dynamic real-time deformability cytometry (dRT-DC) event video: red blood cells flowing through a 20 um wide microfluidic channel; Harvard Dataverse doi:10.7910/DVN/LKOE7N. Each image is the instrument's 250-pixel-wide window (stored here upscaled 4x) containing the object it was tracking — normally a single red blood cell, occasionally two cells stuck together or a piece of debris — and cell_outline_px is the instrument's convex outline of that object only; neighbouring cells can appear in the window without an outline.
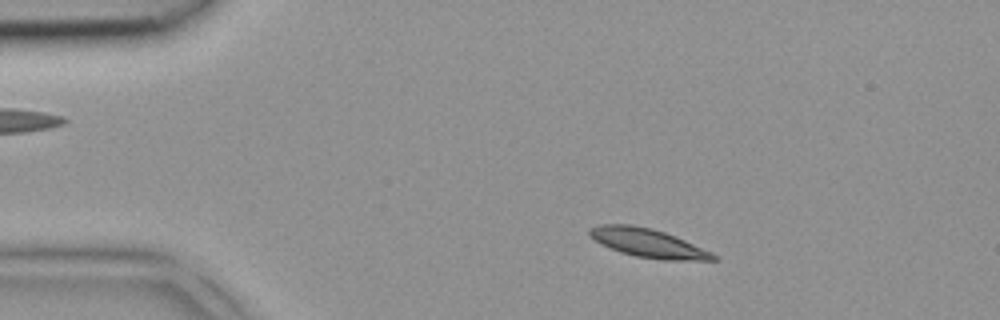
{"species": "common noctule bat (a hibernating species)", "species_latin": "Nyctalus noctula", "temperature_condition": "room temperature", "stored_images_in_passage": 4, "segment_of_instrument_passage": [1, 2], "camera_frame_rate_fps": 3000, "um_per_image_px": 0.085, "animal": {"sex": "female", "body_mass_g": 18.4}, "frame": {"image": 1, "passage_image": 2, "time_ms": 0.333, "image_size_px": [1000, 320], "cell_outline_px": [[720, 260], [660, 260], [636, 256], [620, 252], [600, 244], [588, 236], [588, 228], [600, 224], [632, 224], [652, 228], [676, 236], [712, 252], [720, 256]], "centroid_in_image_um": [55.08, 20.65], "position_along_channel_um": 29.9, "area_um2": 21.04}}